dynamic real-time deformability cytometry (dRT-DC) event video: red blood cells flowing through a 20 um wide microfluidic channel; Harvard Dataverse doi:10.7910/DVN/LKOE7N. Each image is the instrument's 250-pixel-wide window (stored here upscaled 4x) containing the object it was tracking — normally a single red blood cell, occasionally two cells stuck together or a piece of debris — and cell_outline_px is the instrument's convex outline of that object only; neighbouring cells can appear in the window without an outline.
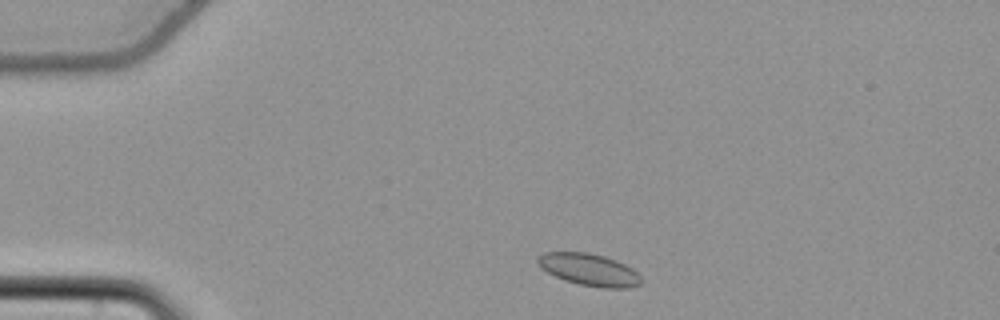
{"species": "common noctule bat (a hibernating species)", "species_latin": "Nyctalus noctula", "temperature_condition": "cold", "stored_images_in_passage": 47, "camera_frame_rate_fps": 3000, "um_per_image_px": 0.085, "animal": {"sex": "female", "body_mass_g": 22.7, "forearm_length_mm": 54.2}, "frame": {"image": 1, "passage_image": 3, "time_ms": 0.667, "image_size_px": [1000, 320], "cell_outline_px": [[640, 284], [628, 288], [600, 288], [580, 284], [564, 280], [540, 268], [536, 260], [544, 252], [588, 252], [604, 256], [616, 260], [632, 268], [640, 276]], "centroid_in_image_um": [50.07, 22.92], "position_along_channel_um": 34.9, "area_um2": 19.25}}
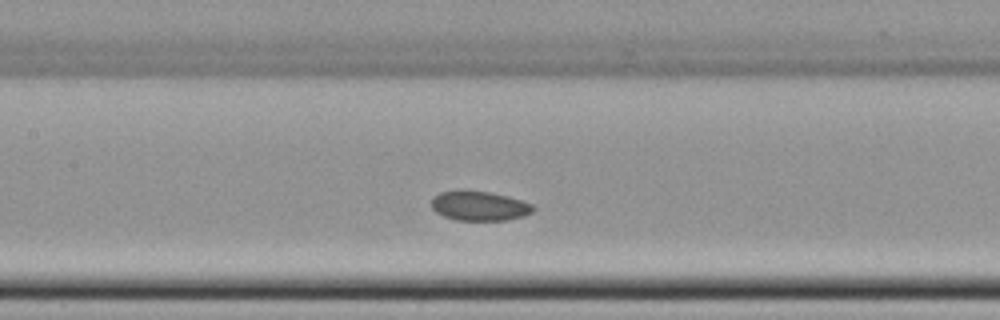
{"frame": {"image": 2, "passage_image": 18, "time_ms": 5.667, "image_size_px": [1000, 320], "cell_outline_px": [[536, 208], [532, 212], [524, 216], [504, 220], [456, 220], [444, 216], [436, 212], [432, 208], [432, 196], [440, 192], [460, 188], [488, 192], [508, 196], [532, 204]], "centroid_in_image_um": [40.71, 17.47], "position_along_channel_um": 166.7, "area_um2": 17.8}}
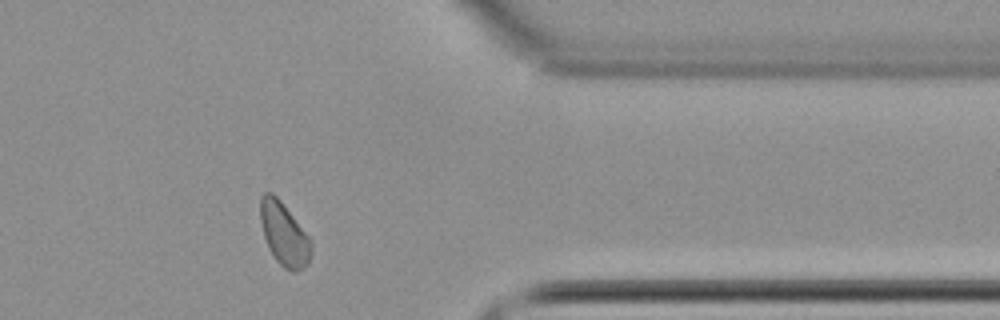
{"frame": {"image": 3, "passage_image": 37, "time_ms": 12.0, "image_size_px": [1000, 320], "cell_outline_px": [[312, 252], [308, 264], [296, 272], [292, 272], [284, 268], [276, 260], [268, 248], [264, 236], [260, 220], [260, 196], [264, 192], [272, 192], [280, 200], [312, 240]], "centroid_in_image_um": [24.15, 19.9], "position_along_channel_um": 387.3, "area_um2": 18.79}, "authors_computed_cell_mechanics": {"area_um2": 18.3804, "velocity_mm_per_s": 3.7017, "shape_relaxation_time_tau1_ms": null, "shape_relaxation_time_tau2_ms": 5.5032, "deformation_change_tau1": null, "deformation_change_tau2": 0.0884}}